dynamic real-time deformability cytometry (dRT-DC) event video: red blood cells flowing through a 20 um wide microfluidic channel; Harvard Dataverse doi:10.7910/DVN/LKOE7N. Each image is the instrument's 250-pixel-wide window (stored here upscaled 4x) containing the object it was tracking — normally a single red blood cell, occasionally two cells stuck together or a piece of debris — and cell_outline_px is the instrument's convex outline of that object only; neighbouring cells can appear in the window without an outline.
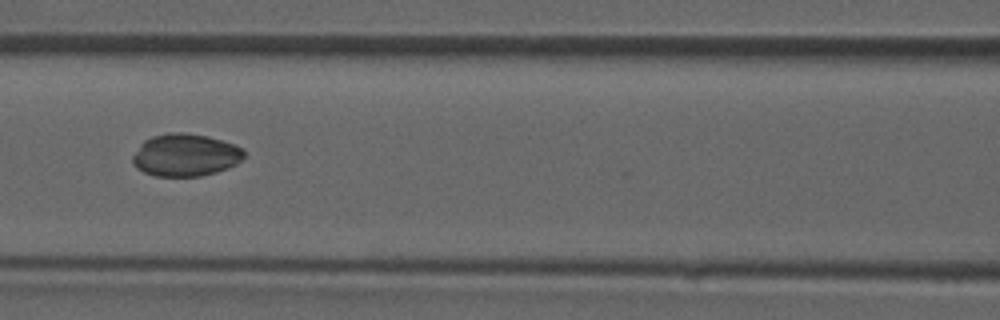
{"species": "common noctule bat (a hibernating species)", "species_latin": "Nyctalus noctula", "temperature_condition": "room temperature", "stored_images_in_passage": 48, "camera_frame_rate_fps": 3000, "um_per_image_px": 0.085, "animal": {"sex": "male", "forearm_length_mm": 52.5}, "frame": {"image": 1, "passage_image": 21, "time_ms": 6.667, "image_size_px": [1000, 320], "cell_outline_px": [[244, 156], [236, 164], [228, 168], [216, 172], [200, 176], [156, 176], [144, 172], [136, 168], [132, 164], [132, 156], [140, 144], [144, 140], [152, 136], [168, 132], [180, 132], [208, 136], [236, 144], [244, 148]], "centroid_in_image_um": [15.75, 13.17], "position_along_channel_um": 150.8, "area_um2": 27.8}}